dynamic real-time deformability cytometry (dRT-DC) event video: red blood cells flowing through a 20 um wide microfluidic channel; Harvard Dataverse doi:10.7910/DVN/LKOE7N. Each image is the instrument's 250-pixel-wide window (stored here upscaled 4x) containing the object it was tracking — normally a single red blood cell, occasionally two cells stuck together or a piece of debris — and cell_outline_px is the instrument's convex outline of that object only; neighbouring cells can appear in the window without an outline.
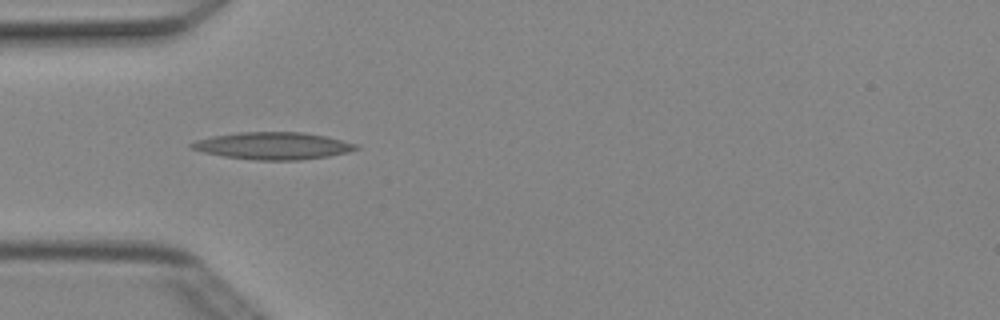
{"species": "Egyptian fruit bat (a non-hibernating species)", "species_latin": "Rousettus aegyptiacus", "temperature_condition": "cold", "stored_images_in_passage": 3, "camera_frame_rate_fps": 3000, "um_per_image_px": 0.085, "animal": {"sex": "female"}, "frame": {"image": 1, "passage_image": 1, "time_ms": 0.0, "image_size_px": [1000, 320], "cell_outline_px": [[360, 148], [348, 152], [328, 156], [300, 160], [252, 160], [224, 156], [204, 152], [188, 148], [188, 144], [196, 140], [212, 136], [240, 132], [304, 132], [328, 136], [356, 144]], "centroid_in_image_um": [23.19, 12.39], "position_along_channel_um": 61.8, "area_um2": 26.18}}
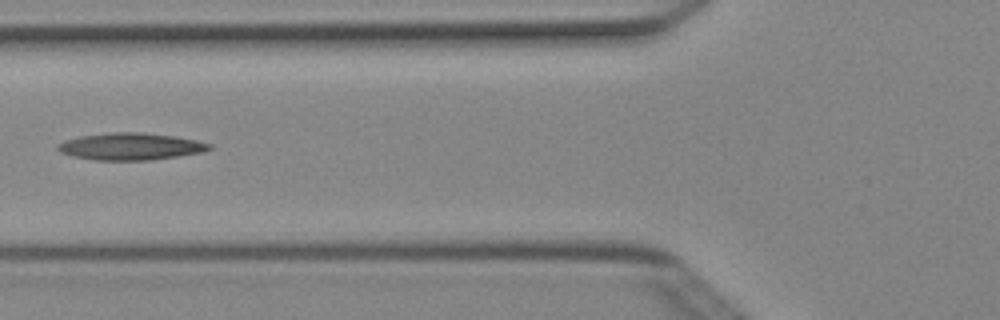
{"frame": {"image": 2, "passage_image": 2, "time_ms": 0.333, "image_size_px": [1000, 320], "cell_outline_px": [[212, 148], [204, 152], [152, 160], [96, 160], [72, 156], [60, 152], [56, 148], [64, 140], [80, 136], [112, 132], [144, 132], [172, 136], [196, 140], [212, 144]], "centroid_in_image_um": [11.12, 12.45], "position_along_channel_um": 114.7, "area_um2": 23.87}}
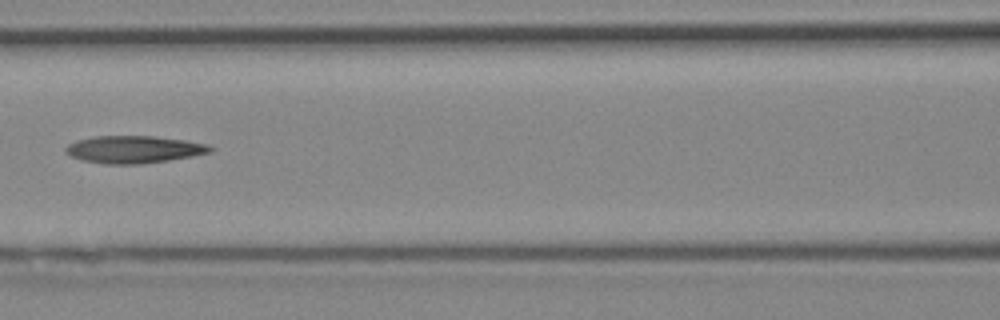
{"frame": {"image": 3, "passage_image": 3, "time_ms": 0.667, "image_size_px": [1000, 320], "cell_outline_px": [[216, 148], [212, 152], [192, 156], [168, 160], [140, 164], [104, 164], [80, 160], [64, 152], [64, 148], [68, 144], [76, 140], [96, 136], [152, 136], [184, 140], [208, 144]], "centroid_in_image_um": [11.37, 12.7], "position_along_channel_um": 155.2, "area_um2": 23.18}}